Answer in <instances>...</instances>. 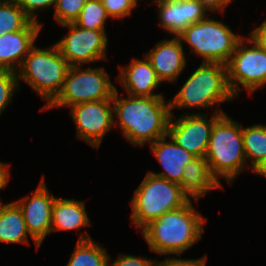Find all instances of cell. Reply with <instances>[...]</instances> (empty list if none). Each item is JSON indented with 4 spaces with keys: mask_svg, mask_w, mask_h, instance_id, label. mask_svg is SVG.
<instances>
[{
    "mask_svg": "<svg viewBox=\"0 0 266 266\" xmlns=\"http://www.w3.org/2000/svg\"><path fill=\"white\" fill-rule=\"evenodd\" d=\"M126 96L119 97L116 88L112 103L113 115L118 119H114V125L121 128L129 143L142 147L168 134L170 101L166 102L165 97Z\"/></svg>",
    "mask_w": 266,
    "mask_h": 266,
    "instance_id": "1",
    "label": "cell"
},
{
    "mask_svg": "<svg viewBox=\"0 0 266 266\" xmlns=\"http://www.w3.org/2000/svg\"><path fill=\"white\" fill-rule=\"evenodd\" d=\"M189 200L182 207L164 213L142 231L143 238L152 252L161 255H181L201 240L203 218Z\"/></svg>",
    "mask_w": 266,
    "mask_h": 266,
    "instance_id": "2",
    "label": "cell"
},
{
    "mask_svg": "<svg viewBox=\"0 0 266 266\" xmlns=\"http://www.w3.org/2000/svg\"><path fill=\"white\" fill-rule=\"evenodd\" d=\"M205 159L218 182L221 183L222 177L227 183H233L247 164L242 124L223 114L212 128Z\"/></svg>",
    "mask_w": 266,
    "mask_h": 266,
    "instance_id": "3",
    "label": "cell"
},
{
    "mask_svg": "<svg viewBox=\"0 0 266 266\" xmlns=\"http://www.w3.org/2000/svg\"><path fill=\"white\" fill-rule=\"evenodd\" d=\"M236 99L227 82V67L220 63H202L187 78L170 101V111L210 108Z\"/></svg>",
    "mask_w": 266,
    "mask_h": 266,
    "instance_id": "4",
    "label": "cell"
},
{
    "mask_svg": "<svg viewBox=\"0 0 266 266\" xmlns=\"http://www.w3.org/2000/svg\"><path fill=\"white\" fill-rule=\"evenodd\" d=\"M69 68L55 43L44 50L34 45L16 72L19 89L21 79L47 101L43 111L62 90Z\"/></svg>",
    "mask_w": 266,
    "mask_h": 266,
    "instance_id": "5",
    "label": "cell"
},
{
    "mask_svg": "<svg viewBox=\"0 0 266 266\" xmlns=\"http://www.w3.org/2000/svg\"><path fill=\"white\" fill-rule=\"evenodd\" d=\"M189 200L179 184L147 172L130 201V218L142 231L164 213L182 207Z\"/></svg>",
    "mask_w": 266,
    "mask_h": 266,
    "instance_id": "6",
    "label": "cell"
},
{
    "mask_svg": "<svg viewBox=\"0 0 266 266\" xmlns=\"http://www.w3.org/2000/svg\"><path fill=\"white\" fill-rule=\"evenodd\" d=\"M177 37L189 44L190 54L195 53L203 58L202 63L223 65H227L241 39L222 21L214 20L213 16L188 26Z\"/></svg>",
    "mask_w": 266,
    "mask_h": 266,
    "instance_id": "7",
    "label": "cell"
},
{
    "mask_svg": "<svg viewBox=\"0 0 266 266\" xmlns=\"http://www.w3.org/2000/svg\"><path fill=\"white\" fill-rule=\"evenodd\" d=\"M116 88L102 67L82 69V66H70L62 90L43 110L112 100Z\"/></svg>",
    "mask_w": 266,
    "mask_h": 266,
    "instance_id": "8",
    "label": "cell"
},
{
    "mask_svg": "<svg viewBox=\"0 0 266 266\" xmlns=\"http://www.w3.org/2000/svg\"><path fill=\"white\" fill-rule=\"evenodd\" d=\"M226 67L227 82L235 98L243 88L252 95L266 84V52L250 37H241Z\"/></svg>",
    "mask_w": 266,
    "mask_h": 266,
    "instance_id": "9",
    "label": "cell"
},
{
    "mask_svg": "<svg viewBox=\"0 0 266 266\" xmlns=\"http://www.w3.org/2000/svg\"><path fill=\"white\" fill-rule=\"evenodd\" d=\"M61 26L69 28V33L55 44L70 66L107 59L108 37L105 30L83 29L74 22Z\"/></svg>",
    "mask_w": 266,
    "mask_h": 266,
    "instance_id": "10",
    "label": "cell"
},
{
    "mask_svg": "<svg viewBox=\"0 0 266 266\" xmlns=\"http://www.w3.org/2000/svg\"><path fill=\"white\" fill-rule=\"evenodd\" d=\"M223 114V109H216L209 119L205 113L186 112L176 120L173 119L174 113L171 112L168 135L195 157H205L212 128Z\"/></svg>",
    "mask_w": 266,
    "mask_h": 266,
    "instance_id": "11",
    "label": "cell"
},
{
    "mask_svg": "<svg viewBox=\"0 0 266 266\" xmlns=\"http://www.w3.org/2000/svg\"><path fill=\"white\" fill-rule=\"evenodd\" d=\"M77 138L98 149L103 137L114 127L112 100L86 102L70 107Z\"/></svg>",
    "mask_w": 266,
    "mask_h": 266,
    "instance_id": "12",
    "label": "cell"
},
{
    "mask_svg": "<svg viewBox=\"0 0 266 266\" xmlns=\"http://www.w3.org/2000/svg\"><path fill=\"white\" fill-rule=\"evenodd\" d=\"M39 185L31 195L14 201L20 208L36 248L39 249L48 234H51V214L55 196L50 195L44 175Z\"/></svg>",
    "mask_w": 266,
    "mask_h": 266,
    "instance_id": "13",
    "label": "cell"
},
{
    "mask_svg": "<svg viewBox=\"0 0 266 266\" xmlns=\"http://www.w3.org/2000/svg\"><path fill=\"white\" fill-rule=\"evenodd\" d=\"M161 28L177 37L188 26L205 19L208 10L197 0H153Z\"/></svg>",
    "mask_w": 266,
    "mask_h": 266,
    "instance_id": "14",
    "label": "cell"
},
{
    "mask_svg": "<svg viewBox=\"0 0 266 266\" xmlns=\"http://www.w3.org/2000/svg\"><path fill=\"white\" fill-rule=\"evenodd\" d=\"M146 58L162 82L175 83L187 64L183 42L178 37L163 39L147 53Z\"/></svg>",
    "mask_w": 266,
    "mask_h": 266,
    "instance_id": "15",
    "label": "cell"
},
{
    "mask_svg": "<svg viewBox=\"0 0 266 266\" xmlns=\"http://www.w3.org/2000/svg\"><path fill=\"white\" fill-rule=\"evenodd\" d=\"M119 71L117 80L125 93L140 97H164L161 93H154L161 81L146 56L144 59L133 58L129 65L119 66Z\"/></svg>",
    "mask_w": 266,
    "mask_h": 266,
    "instance_id": "16",
    "label": "cell"
},
{
    "mask_svg": "<svg viewBox=\"0 0 266 266\" xmlns=\"http://www.w3.org/2000/svg\"><path fill=\"white\" fill-rule=\"evenodd\" d=\"M41 23L32 21L25 29L0 36V69L17 72L39 36Z\"/></svg>",
    "mask_w": 266,
    "mask_h": 266,
    "instance_id": "17",
    "label": "cell"
},
{
    "mask_svg": "<svg viewBox=\"0 0 266 266\" xmlns=\"http://www.w3.org/2000/svg\"><path fill=\"white\" fill-rule=\"evenodd\" d=\"M169 139V142L166 141ZM150 149L163 167L162 172L148 171L182 187L183 168L192 161L195 156L180 147L170 135H165L151 143Z\"/></svg>",
    "mask_w": 266,
    "mask_h": 266,
    "instance_id": "18",
    "label": "cell"
},
{
    "mask_svg": "<svg viewBox=\"0 0 266 266\" xmlns=\"http://www.w3.org/2000/svg\"><path fill=\"white\" fill-rule=\"evenodd\" d=\"M221 186L212 175L205 157H195L183 168L182 190L197 203L203 195Z\"/></svg>",
    "mask_w": 266,
    "mask_h": 266,
    "instance_id": "19",
    "label": "cell"
},
{
    "mask_svg": "<svg viewBox=\"0 0 266 266\" xmlns=\"http://www.w3.org/2000/svg\"><path fill=\"white\" fill-rule=\"evenodd\" d=\"M84 201L56 196L52 206L51 233L79 230L91 225Z\"/></svg>",
    "mask_w": 266,
    "mask_h": 266,
    "instance_id": "20",
    "label": "cell"
},
{
    "mask_svg": "<svg viewBox=\"0 0 266 266\" xmlns=\"http://www.w3.org/2000/svg\"><path fill=\"white\" fill-rule=\"evenodd\" d=\"M28 235L19 206L14 201L5 204L0 201V242L30 244Z\"/></svg>",
    "mask_w": 266,
    "mask_h": 266,
    "instance_id": "21",
    "label": "cell"
},
{
    "mask_svg": "<svg viewBox=\"0 0 266 266\" xmlns=\"http://www.w3.org/2000/svg\"><path fill=\"white\" fill-rule=\"evenodd\" d=\"M109 257L88 232L81 233L66 266H107Z\"/></svg>",
    "mask_w": 266,
    "mask_h": 266,
    "instance_id": "22",
    "label": "cell"
},
{
    "mask_svg": "<svg viewBox=\"0 0 266 266\" xmlns=\"http://www.w3.org/2000/svg\"><path fill=\"white\" fill-rule=\"evenodd\" d=\"M243 145L248 169L254 172L266 160V125L254 124L243 127ZM250 160V161H249Z\"/></svg>",
    "mask_w": 266,
    "mask_h": 266,
    "instance_id": "23",
    "label": "cell"
},
{
    "mask_svg": "<svg viewBox=\"0 0 266 266\" xmlns=\"http://www.w3.org/2000/svg\"><path fill=\"white\" fill-rule=\"evenodd\" d=\"M32 21L15 0H0V36L23 30Z\"/></svg>",
    "mask_w": 266,
    "mask_h": 266,
    "instance_id": "24",
    "label": "cell"
},
{
    "mask_svg": "<svg viewBox=\"0 0 266 266\" xmlns=\"http://www.w3.org/2000/svg\"><path fill=\"white\" fill-rule=\"evenodd\" d=\"M110 18L102 2L87 0L74 23L88 30H105L107 19Z\"/></svg>",
    "mask_w": 266,
    "mask_h": 266,
    "instance_id": "25",
    "label": "cell"
},
{
    "mask_svg": "<svg viewBox=\"0 0 266 266\" xmlns=\"http://www.w3.org/2000/svg\"><path fill=\"white\" fill-rule=\"evenodd\" d=\"M87 0H56L54 19L59 25L74 22Z\"/></svg>",
    "mask_w": 266,
    "mask_h": 266,
    "instance_id": "26",
    "label": "cell"
},
{
    "mask_svg": "<svg viewBox=\"0 0 266 266\" xmlns=\"http://www.w3.org/2000/svg\"><path fill=\"white\" fill-rule=\"evenodd\" d=\"M17 91H19L17 73L0 69V116L11 103Z\"/></svg>",
    "mask_w": 266,
    "mask_h": 266,
    "instance_id": "27",
    "label": "cell"
},
{
    "mask_svg": "<svg viewBox=\"0 0 266 266\" xmlns=\"http://www.w3.org/2000/svg\"><path fill=\"white\" fill-rule=\"evenodd\" d=\"M102 3L109 17L113 19L125 18L136 8L131 0H104Z\"/></svg>",
    "mask_w": 266,
    "mask_h": 266,
    "instance_id": "28",
    "label": "cell"
},
{
    "mask_svg": "<svg viewBox=\"0 0 266 266\" xmlns=\"http://www.w3.org/2000/svg\"><path fill=\"white\" fill-rule=\"evenodd\" d=\"M23 11L33 20L38 22V10H46L55 6L56 0H15Z\"/></svg>",
    "mask_w": 266,
    "mask_h": 266,
    "instance_id": "29",
    "label": "cell"
},
{
    "mask_svg": "<svg viewBox=\"0 0 266 266\" xmlns=\"http://www.w3.org/2000/svg\"><path fill=\"white\" fill-rule=\"evenodd\" d=\"M111 257H109L108 264L111 262ZM155 259H150L147 257H137L134 255H128V254H118L115 261H113L111 266H154Z\"/></svg>",
    "mask_w": 266,
    "mask_h": 266,
    "instance_id": "30",
    "label": "cell"
},
{
    "mask_svg": "<svg viewBox=\"0 0 266 266\" xmlns=\"http://www.w3.org/2000/svg\"><path fill=\"white\" fill-rule=\"evenodd\" d=\"M207 255L197 259H180L175 257L165 258L162 261H154V266H206Z\"/></svg>",
    "mask_w": 266,
    "mask_h": 266,
    "instance_id": "31",
    "label": "cell"
},
{
    "mask_svg": "<svg viewBox=\"0 0 266 266\" xmlns=\"http://www.w3.org/2000/svg\"><path fill=\"white\" fill-rule=\"evenodd\" d=\"M249 37L266 52V19L249 33Z\"/></svg>",
    "mask_w": 266,
    "mask_h": 266,
    "instance_id": "32",
    "label": "cell"
},
{
    "mask_svg": "<svg viewBox=\"0 0 266 266\" xmlns=\"http://www.w3.org/2000/svg\"><path fill=\"white\" fill-rule=\"evenodd\" d=\"M200 4H202L209 12L218 11L223 14L225 12V8L233 1V0H197Z\"/></svg>",
    "mask_w": 266,
    "mask_h": 266,
    "instance_id": "33",
    "label": "cell"
},
{
    "mask_svg": "<svg viewBox=\"0 0 266 266\" xmlns=\"http://www.w3.org/2000/svg\"><path fill=\"white\" fill-rule=\"evenodd\" d=\"M9 164L0 162V190L3 189L9 183L10 172H9Z\"/></svg>",
    "mask_w": 266,
    "mask_h": 266,
    "instance_id": "34",
    "label": "cell"
},
{
    "mask_svg": "<svg viewBox=\"0 0 266 266\" xmlns=\"http://www.w3.org/2000/svg\"><path fill=\"white\" fill-rule=\"evenodd\" d=\"M254 173L257 175L259 174L260 176L266 177V160H264L258 168L254 171Z\"/></svg>",
    "mask_w": 266,
    "mask_h": 266,
    "instance_id": "35",
    "label": "cell"
},
{
    "mask_svg": "<svg viewBox=\"0 0 266 266\" xmlns=\"http://www.w3.org/2000/svg\"><path fill=\"white\" fill-rule=\"evenodd\" d=\"M135 7L138 6L139 0H131Z\"/></svg>",
    "mask_w": 266,
    "mask_h": 266,
    "instance_id": "36",
    "label": "cell"
}]
</instances>
